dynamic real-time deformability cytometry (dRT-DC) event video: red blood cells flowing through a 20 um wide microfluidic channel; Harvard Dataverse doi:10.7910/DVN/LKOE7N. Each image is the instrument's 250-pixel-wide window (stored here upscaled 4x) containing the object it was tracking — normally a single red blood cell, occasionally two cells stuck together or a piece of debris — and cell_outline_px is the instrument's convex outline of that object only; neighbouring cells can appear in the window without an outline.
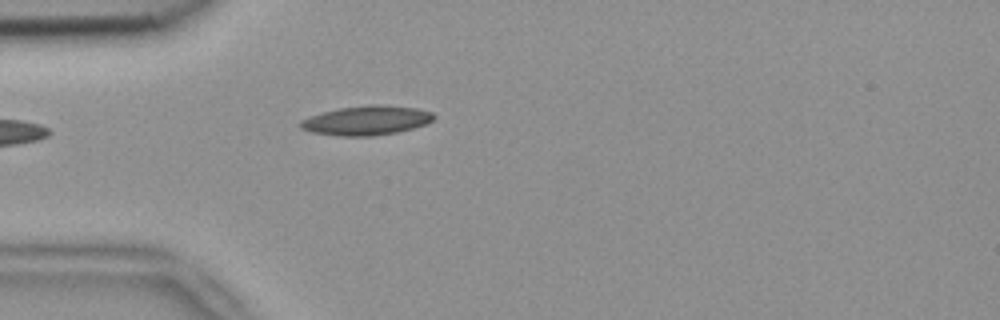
{"species": "common noctule bat (a hibernating species)", "species_latin": "Nyctalus noctula", "temperature_condition": "room temperature", "stored_images_in_passage": 5, "camera_frame_rate_fps": 3000, "um_per_image_px": 0.085, "animal": {"sex": "female", "body_mass_g": 18.4}, "frame": {"image": 1, "passage_image": 5, "time_ms": 1.333, "image_size_px": [1000, 320], "cell_outline_px": [[436, 116], [428, 124], [396, 132], [372, 136], [336, 136], [312, 132], [300, 128], [300, 120], [324, 112], [340, 108], [372, 104], [380, 104], [416, 108], [432, 112]], "centroid_in_image_um": [31.18, 10.24], "position_along_channel_um": 53.8, "area_um2": 22.72}}